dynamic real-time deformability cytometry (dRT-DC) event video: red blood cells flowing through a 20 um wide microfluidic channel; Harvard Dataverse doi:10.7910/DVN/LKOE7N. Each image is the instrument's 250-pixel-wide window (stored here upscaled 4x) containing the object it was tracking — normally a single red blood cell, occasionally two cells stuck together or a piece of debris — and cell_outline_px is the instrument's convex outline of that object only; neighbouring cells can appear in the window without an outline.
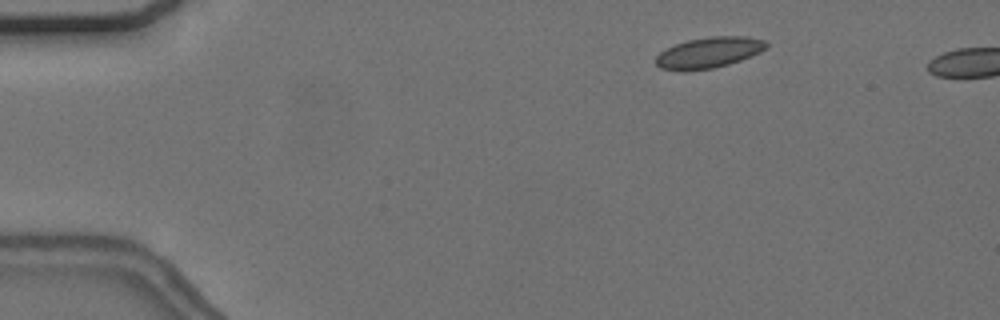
{"species": "common noctule bat (a hibernating species)", "species_latin": "Nyctalus noctula", "temperature_condition": "cold", "stored_images_in_passage": 4, "camera_frame_rate_fps": 3000, "um_per_image_px": 0.085, "animal": {"sex": "female", "body_mass_g": 24.6, "forearm_length_mm": 56.2}, "frame": {"image": 1, "passage_image": 1, "time_ms": 0.0, "image_size_px": [1000, 320], "cell_outline_px": [[768, 44], [760, 52], [740, 60], [728, 64], [712, 68], [660, 68], [656, 64], [656, 56], [660, 52], [676, 44], [688, 40], [708, 36], [744, 36], [764, 40]], "centroid_in_image_um": [60.29, 4.42], "position_along_channel_um": 24.7, "area_um2": 19.02}}